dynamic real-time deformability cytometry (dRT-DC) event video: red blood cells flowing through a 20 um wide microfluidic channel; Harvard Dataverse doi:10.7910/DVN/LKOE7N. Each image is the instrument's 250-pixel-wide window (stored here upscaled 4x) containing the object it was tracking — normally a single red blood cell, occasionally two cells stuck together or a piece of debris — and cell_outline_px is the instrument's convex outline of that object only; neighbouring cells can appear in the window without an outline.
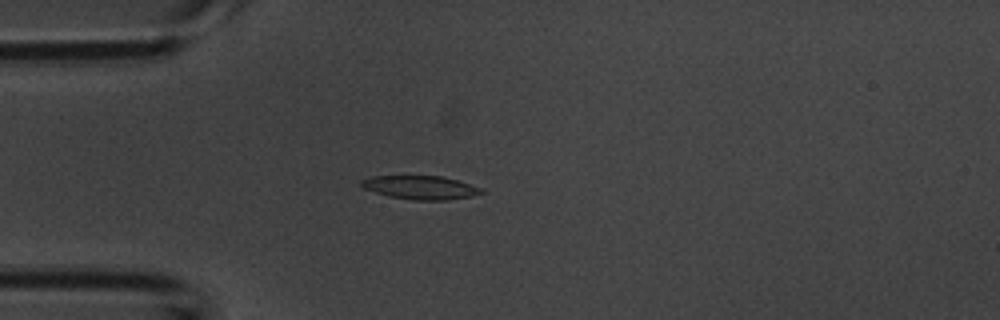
{"species": "common noctule bat (a hibernating species)", "species_latin": "Nyctalus noctula", "temperature_condition": "room temperature", "stored_images_in_passage": 53, "camera_frame_rate_fps": 3000, "um_per_image_px": 0.085, "animal": {"sex": "male", "body_mass_g": 20.1, "forearm_length_mm": 53.5}, "frame": {"image": 1, "passage_image": 14, "time_ms": 4.333, "image_size_px": [1000, 320], "cell_outline_px": [[484, 192], [472, 196], [448, 200], [412, 200], [388, 196], [364, 188], [360, 184], [360, 180], [368, 176], [444, 176], [484, 188]], "centroid_in_image_um": [35.76, 15.93], "position_along_channel_um": 49.2, "area_um2": 16.65}}
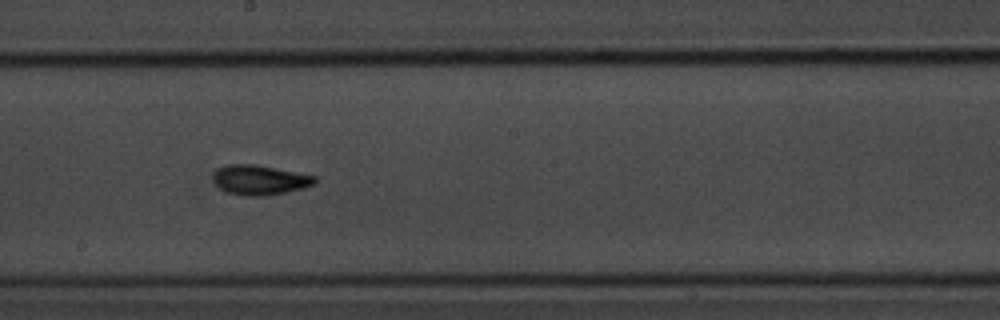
{"frame": {"image": 2, "passage_image": 29, "time_ms": 9.333, "image_size_px": [1000, 320], "cell_outline_px": [[316, 184], [304, 188], [268, 196], [244, 196], [228, 192], [220, 188], [212, 180], [212, 176], [220, 168], [228, 164], [256, 164], [316, 176]], "centroid_in_image_um": [22.1, 15.3], "position_along_channel_um": 226.1, "area_um2": 17.69}}
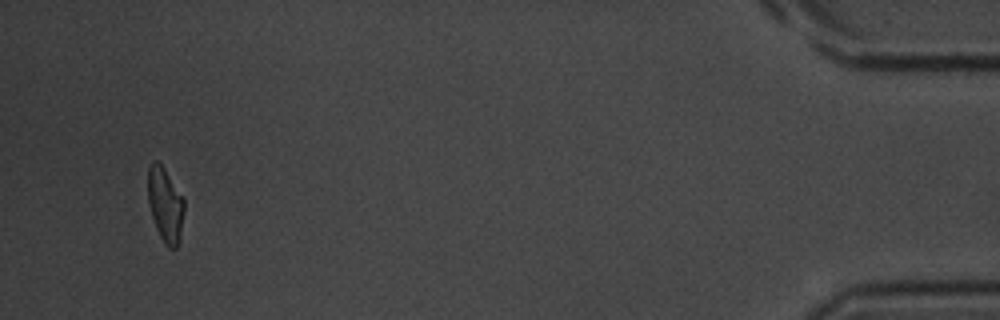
{"frame": {"image": 3, "passage_image": 51, "time_ms": 16.667, "image_size_px": [1000, 320], "cell_outline_px": [[184, 212], [180, 232], [176, 248], [168, 248], [164, 244], [156, 228], [148, 204], [148, 168], [152, 160], [156, 160], [164, 168], [184, 200]], "centroid_in_image_um": [14.02, 17.39], "position_along_channel_um": 421.2, "area_um2": 15.49}, "authors_computed_cell_mechanics": {"area_um2": 16.6464, "velocity_mm_per_s": 3.7372, "shape_relaxation_time_tau1_ms": 2.3375, "shape_relaxation_time_tau2_ms": 2.9585, "deformation_change_tau1": 0.1631, "deformation_change_tau2": 0.0981}}